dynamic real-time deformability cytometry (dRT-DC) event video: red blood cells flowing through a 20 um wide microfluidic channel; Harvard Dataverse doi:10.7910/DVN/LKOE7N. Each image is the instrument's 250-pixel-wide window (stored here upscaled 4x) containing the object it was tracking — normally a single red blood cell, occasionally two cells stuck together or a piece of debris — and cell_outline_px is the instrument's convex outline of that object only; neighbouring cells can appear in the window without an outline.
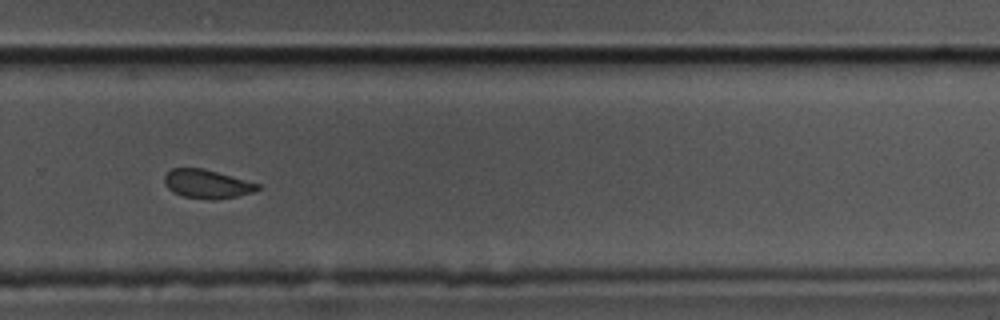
{"species": "common noctule bat (a hibernating species)", "species_latin": "Nyctalus noctula", "temperature_condition": "cold", "stored_images_in_passage": 16, "camera_frame_rate_fps": 3000, "um_per_image_px": 0.085, "animal": {"sex": "male", "body_mass_g": 17.5, "forearm_length_mm": 52.3}, "frame": {"image": 1, "passage_image": 12, "time_ms": 3.667, "image_size_px": [1000, 320], "cell_outline_px": [[260, 188], [252, 192], [236, 196], [212, 200], [184, 196], [172, 192], [164, 184], [164, 176], [172, 168], [204, 168], [260, 184]], "centroid_in_image_um": [17.57, 15.63], "position_along_channel_um": 312.2, "area_um2": 15.49}}
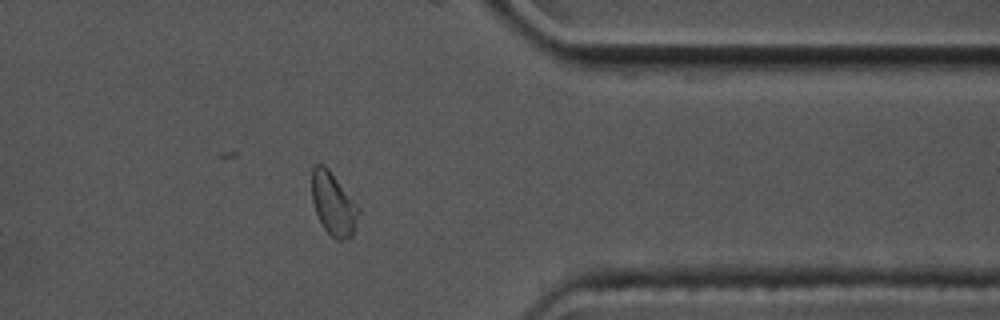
{"frame": {"image": 2, "passage_image": 14, "time_ms": 4.333, "image_size_px": [1000, 320], "cell_outline_px": [[360, 212], [356, 228], [352, 236], [348, 240], [336, 240], [324, 228], [316, 212], [312, 200], [312, 168], [316, 164], [324, 164], [328, 168], [360, 204]], "centroid_in_image_um": [28.4, 17.33], "position_along_channel_um": 383.0, "area_um2": 17.63}}